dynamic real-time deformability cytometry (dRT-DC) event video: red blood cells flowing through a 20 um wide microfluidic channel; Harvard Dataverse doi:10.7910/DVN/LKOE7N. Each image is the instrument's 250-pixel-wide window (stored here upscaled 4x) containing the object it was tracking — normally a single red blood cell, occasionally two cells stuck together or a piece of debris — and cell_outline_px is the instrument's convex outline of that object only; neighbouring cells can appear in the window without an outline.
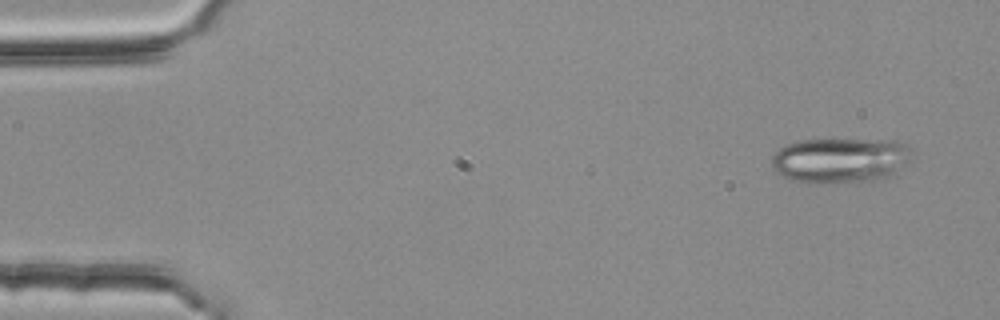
{"species": "common noctule bat (a hibernating species)", "species_latin": "Nyctalus noctula", "temperature_condition": "room temperature", "stored_images_in_passage": 3, "camera_frame_rate_fps": 3000, "um_per_image_px": 0.085, "animal": {"sex": "female", "body_mass_g": 25.1}, "frame": {"image": 1, "passage_image": 3, "time_ms": 0.667, "image_size_px": [1000, 320], "cell_outline_px": [[912, 148], [896, 176], [884, 180], [816, 184], [796, 180], [784, 176], [776, 172], [772, 168], [772, 156], [780, 148], [788, 144], [800, 140], [896, 140], [908, 144]], "centroid_in_image_um": [71.45, 13.64], "position_along_channel_um": 13.5, "area_um2": 37.11}}